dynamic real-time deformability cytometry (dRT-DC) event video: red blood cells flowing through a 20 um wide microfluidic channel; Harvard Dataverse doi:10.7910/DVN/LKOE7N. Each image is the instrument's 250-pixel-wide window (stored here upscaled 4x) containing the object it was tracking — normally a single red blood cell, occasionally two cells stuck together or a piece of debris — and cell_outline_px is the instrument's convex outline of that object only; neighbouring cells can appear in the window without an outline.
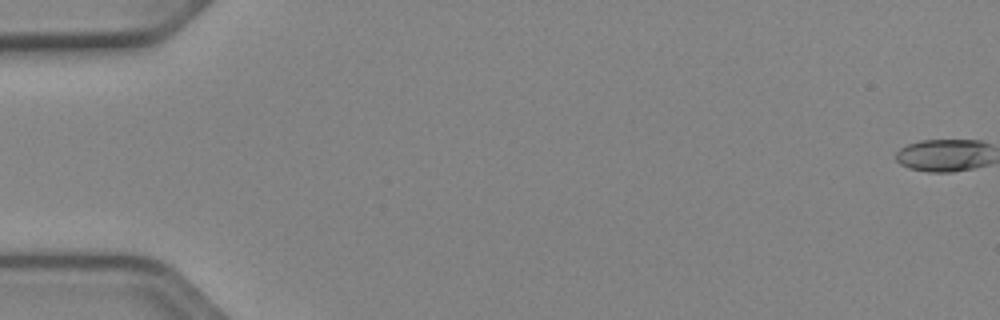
{"species": "Egyptian fruit bat (a non-hibernating species)", "species_latin": "Rousettus aegyptiacus", "temperature_condition": "cold", "stored_images_in_passage": 14, "camera_frame_rate_fps": 3000, "um_per_image_px": 0.085, "animal": {"sex": "female"}, "frame": {"image": 1, "passage_image": 1, "time_ms": 0.0, "image_size_px": [1000, 320], "cell_outline_px": [[980, 144], [972, 164], [964, 168], [916, 168], [908, 164], [916, 144], [936, 140], [968, 140]], "centroid_in_image_um": [80.25, 13.11], "position_along_channel_um": 4.7, "area_um2": 12.25}}
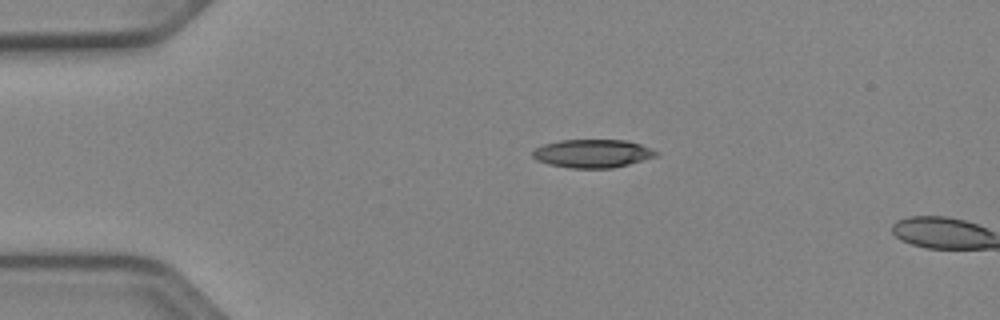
{"frame": {"image": 2, "passage_image": 13, "time_ms": 4.0, "image_size_px": [1000, 320], "cell_outline_px": [[640, 148], [632, 160], [624, 164], [600, 168], [588, 168], [556, 164], [544, 160], [540, 156], [552, 144], [572, 140], [616, 140], [636, 144]], "centroid_in_image_um": [50.23, 13.03], "position_along_channel_um": 34.8, "area_um2": 15.84}}